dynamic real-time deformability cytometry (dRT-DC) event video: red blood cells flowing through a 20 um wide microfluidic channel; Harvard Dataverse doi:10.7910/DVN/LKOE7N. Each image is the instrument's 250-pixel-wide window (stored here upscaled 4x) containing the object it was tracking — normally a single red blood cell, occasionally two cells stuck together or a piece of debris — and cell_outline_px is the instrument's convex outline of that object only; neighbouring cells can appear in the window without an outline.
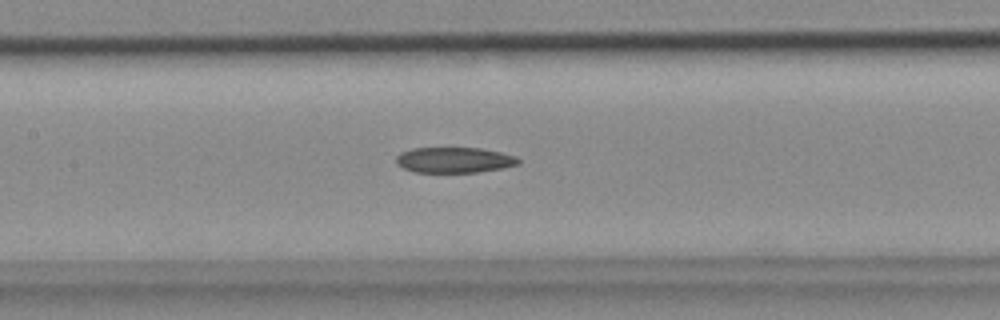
{"species": "common noctule bat (a hibernating species)", "species_latin": "Nyctalus noctula", "temperature_condition": "cold", "stored_images_in_passage": 45, "camera_frame_rate_fps": 3000, "um_per_image_px": 0.085, "animal": {"sex": "female", "body_mass_g": 18.4}, "frame": {"image": 1, "passage_image": 23, "time_ms": 7.333, "image_size_px": [1000, 320], "cell_outline_px": [[520, 164], [504, 168], [476, 172], [416, 172], [404, 168], [396, 164], [396, 156], [400, 152], [412, 148], [480, 148], [500, 152], [516, 156], [520, 160]], "centroid_in_image_um": [38.62, 13.6], "position_along_channel_um": 168.8, "area_um2": 18.26}}
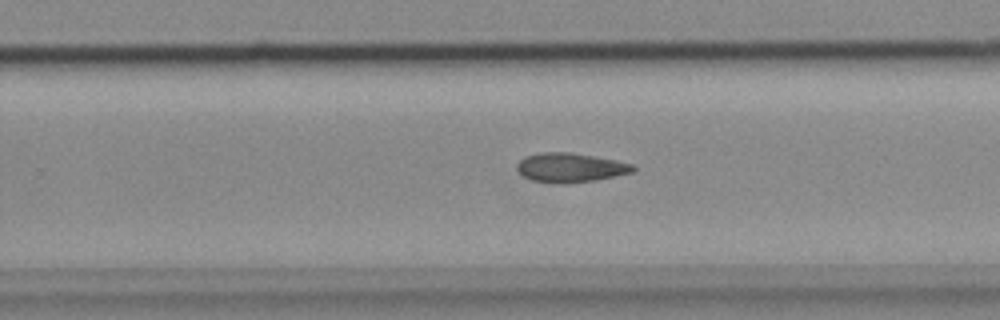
{"frame": {"image": 2, "passage_image": 32, "time_ms": 10.333, "image_size_px": [1000, 320], "cell_outline_px": [[636, 172], [596, 180], [568, 184], [560, 184], [532, 180], [524, 176], [516, 168], [516, 164], [524, 156], [540, 152], [568, 152], [616, 160], [632, 164], [636, 168]], "centroid_in_image_um": [48.49, 14.25], "position_along_channel_um": 281.3, "area_um2": 19.94}}
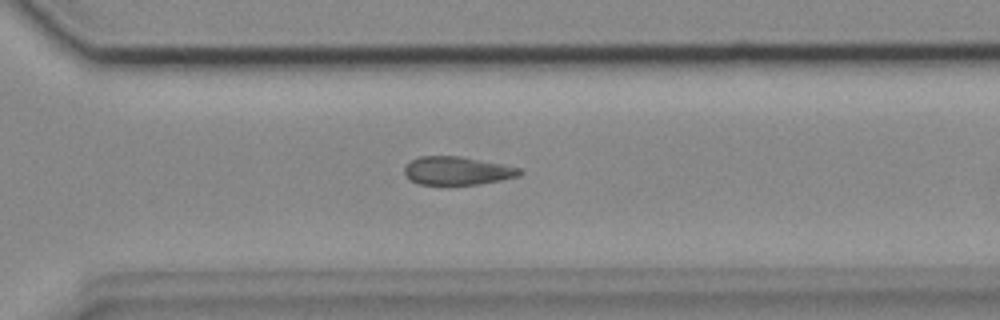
{"frame": {"image": 3, "passage_image": 36, "time_ms": 11.667, "image_size_px": [1000, 320], "cell_outline_px": [[520, 172], [516, 176], [500, 180], [480, 184], [416, 184], [404, 172], [404, 168], [412, 160], [420, 156], [460, 156], [520, 168]], "centroid_in_image_um": [38.82, 14.51], "position_along_channel_um": 331.8, "area_um2": 18.5}}